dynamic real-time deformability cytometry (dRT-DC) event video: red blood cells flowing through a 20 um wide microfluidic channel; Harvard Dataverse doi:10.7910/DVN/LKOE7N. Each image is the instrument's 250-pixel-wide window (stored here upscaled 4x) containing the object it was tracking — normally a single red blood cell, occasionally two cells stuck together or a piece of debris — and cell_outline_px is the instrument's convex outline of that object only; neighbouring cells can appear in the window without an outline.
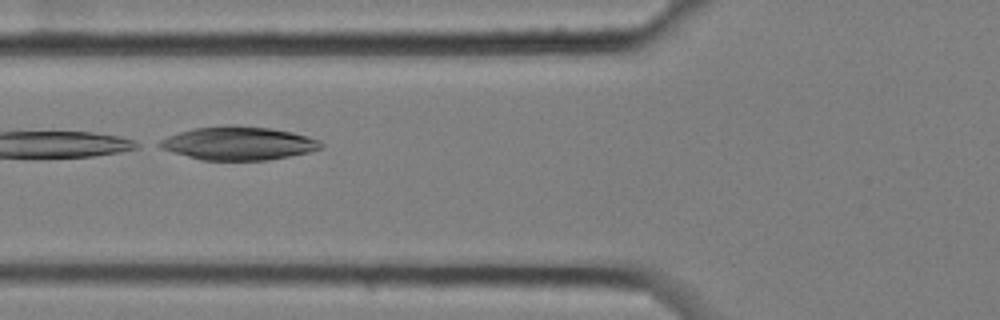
{"species": "common noctule bat (a hibernating species)", "species_latin": "Nyctalus noctula", "temperature_condition": "cold", "stored_images_in_passage": 8, "camera_frame_rate_fps": 3000, "um_per_image_px": 0.085, "animal": {"sex": "female", "body_mass_g": 25.1}, "frame": {"image": 1, "passage_image": 4, "time_ms": 1.0, "image_size_px": [1000, 320], "cell_outline_px": [[324, 148], [308, 152], [268, 160], [200, 160], [172, 152], [160, 148], [152, 144], [168, 136], [192, 128], [224, 124], [236, 124], [272, 128], [292, 132], [308, 136], [320, 140], [324, 144]], "centroid_in_image_um": [20.24, 12.16], "position_along_channel_um": 105.6, "area_um2": 31.96}}
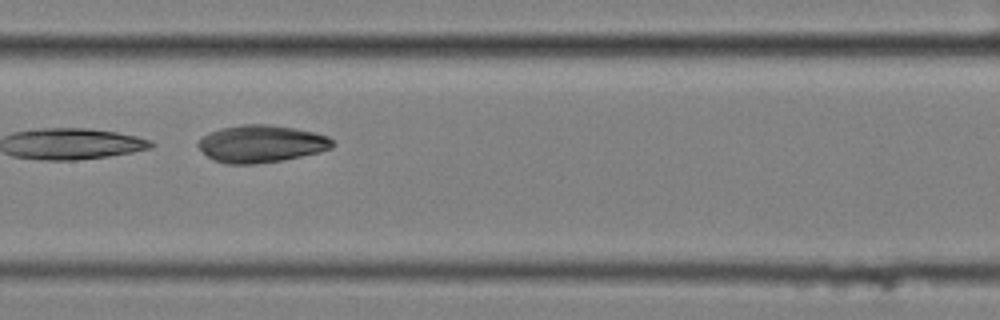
{"frame": {"image": 2, "passage_image": 6, "time_ms": 1.667, "image_size_px": [1000, 320], "cell_outline_px": [[336, 144], [332, 148], [320, 152], [284, 160], [252, 164], [224, 164], [212, 160], [196, 144], [204, 136], [220, 128], [240, 124], [268, 124], [316, 132], [328, 136]], "centroid_in_image_um": [22.23, 12.22], "position_along_channel_um": 185.2, "area_um2": 29.3}}
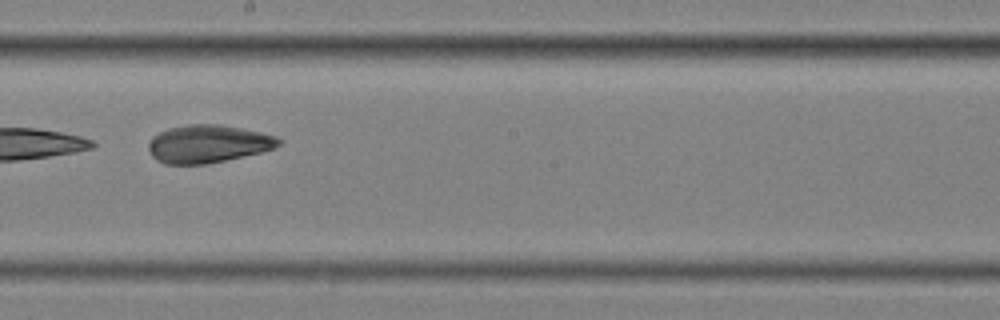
{"frame": {"image": 3, "passage_image": 7, "time_ms": 2.0, "image_size_px": [1000, 320], "cell_outline_px": [[284, 140], [280, 144], [272, 148], [260, 152], [224, 160], [204, 164], [164, 164], [156, 160], [152, 156], [148, 148], [148, 144], [152, 136], [168, 128], [188, 124], [220, 124], [260, 132], [276, 136]], "centroid_in_image_um": [17.65, 12.22], "position_along_channel_um": 230.5, "area_um2": 28.61}}